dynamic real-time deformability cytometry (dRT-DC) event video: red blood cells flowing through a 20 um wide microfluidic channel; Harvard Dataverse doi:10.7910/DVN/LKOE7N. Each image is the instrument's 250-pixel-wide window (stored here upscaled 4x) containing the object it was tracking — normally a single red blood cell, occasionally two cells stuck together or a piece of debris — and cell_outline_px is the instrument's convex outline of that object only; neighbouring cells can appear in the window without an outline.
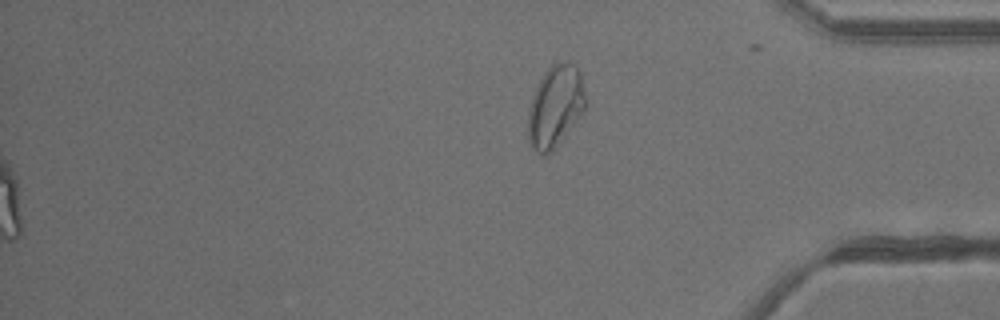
{"species": "common noctule bat (a hibernating species)", "species_latin": "Nyctalus noctula", "temperature_condition": "warm", "stored_images_in_passage": 41, "segment_of_instrument_passage": [2, 2], "camera_frame_rate_fps": 3000, "um_per_image_px": 0.085, "animal": {"sex": "male", "body_mass_g": 13.3}, "frame": {"image": 1, "passage_image": 41, "time_ms": 13.333, "image_size_px": [1000, 320], "cell_outline_px": [[588, 104], [584, 112], [560, 144], [556, 148], [544, 156], [540, 156], [532, 148], [528, 140], [528, 112], [536, 88], [544, 72], [556, 60], [572, 64], [580, 72]], "centroid_in_image_um": [47.23, 9.09], "position_along_channel_um": 388.0, "area_um2": 27.86}}